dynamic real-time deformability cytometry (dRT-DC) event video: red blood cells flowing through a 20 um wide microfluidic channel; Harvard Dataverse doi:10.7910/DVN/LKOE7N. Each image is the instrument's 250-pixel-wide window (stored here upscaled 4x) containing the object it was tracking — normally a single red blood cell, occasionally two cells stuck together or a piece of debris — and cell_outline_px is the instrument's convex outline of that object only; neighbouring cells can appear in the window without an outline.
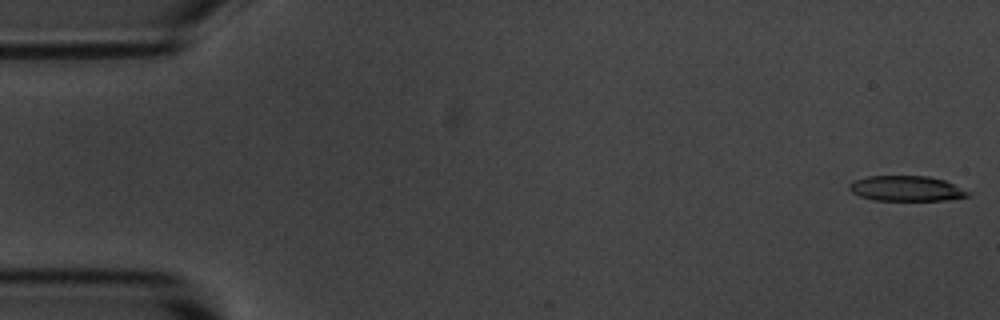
{"species": "common noctule bat (a hibernating species)", "species_latin": "Nyctalus noctula", "temperature_condition": "room temperature", "stored_images_in_passage": 55, "camera_frame_rate_fps": 3000, "um_per_image_px": 0.085, "animal": {"sex": "male", "body_mass_g": 20.1, "forearm_length_mm": 53.5}, "frame": {"image": 1, "passage_image": 1, "time_ms": 0.0, "image_size_px": [1000, 320], "cell_outline_px": [[972, 192], [968, 196], [944, 200], [872, 200], [860, 196], [852, 192], [848, 188], [848, 184], [856, 180], [868, 176], [928, 176], [944, 180]], "centroid_in_image_um": [77.04, 16.02], "position_along_channel_um": 8.0, "area_um2": 17.4}}
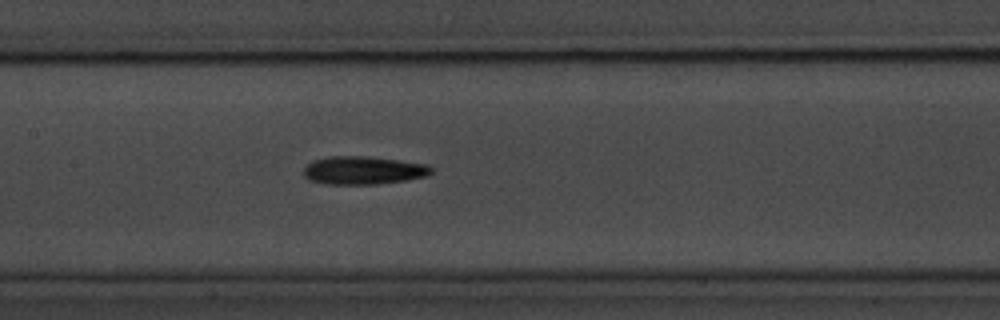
{"frame": {"image": 2, "passage_image": 26, "time_ms": 8.333, "image_size_px": [1000, 320], "cell_outline_px": [[432, 172], [428, 176], [404, 180], [376, 184], [328, 184], [308, 180], [304, 176], [304, 168], [308, 164], [316, 160], [332, 156], [364, 156], [428, 164], [432, 168]], "centroid_in_image_um": [30.89, 14.48], "position_along_channel_um": 176.5, "area_um2": 20.69}}
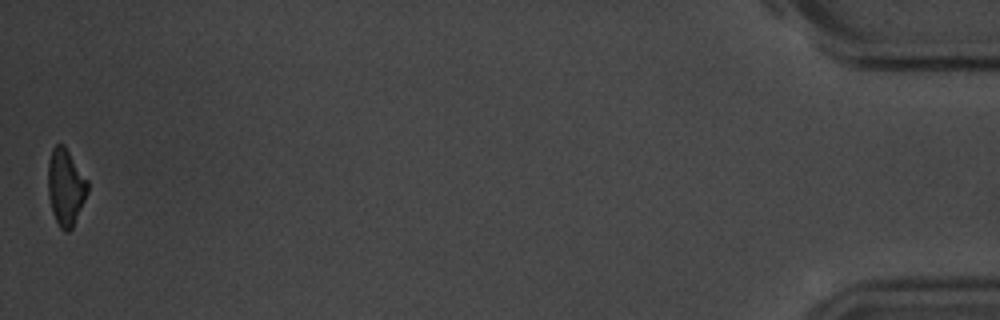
{"frame": {"image": 3, "passage_image": 55, "time_ms": 18.0, "image_size_px": [1000, 320], "cell_outline_px": [[88, 192], [72, 228], [68, 232], [64, 232], [60, 228], [52, 212], [48, 196], [48, 160], [52, 148], [56, 144], [64, 144], [88, 180]], "centroid_in_image_um": [5.57, 15.89], "position_along_channel_um": 429.6, "area_um2": 17.8}, "authors_computed_cell_mechanics": {"area_um2": 19.4786, "velocity_mm_per_s": 3.6108, "shape_relaxation_time_tau1_ms": 4.5419, "shape_relaxation_time_tau2_ms": null, "deformation_change_tau1": 0.1322, "deformation_change_tau2": null}}